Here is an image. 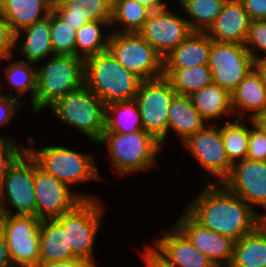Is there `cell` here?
I'll use <instances>...</instances> for the list:
<instances>
[{
	"mask_svg": "<svg viewBox=\"0 0 266 267\" xmlns=\"http://www.w3.org/2000/svg\"><path fill=\"white\" fill-rule=\"evenodd\" d=\"M206 183L185 210L202 226L238 241L263 222L262 213L232 193L223 183Z\"/></svg>",
	"mask_w": 266,
	"mask_h": 267,
	"instance_id": "cell-1",
	"label": "cell"
},
{
	"mask_svg": "<svg viewBox=\"0 0 266 267\" xmlns=\"http://www.w3.org/2000/svg\"><path fill=\"white\" fill-rule=\"evenodd\" d=\"M49 60V61H48ZM36 68V94L31 102L35 113L85 84V60L75 55L54 54Z\"/></svg>",
	"mask_w": 266,
	"mask_h": 267,
	"instance_id": "cell-2",
	"label": "cell"
},
{
	"mask_svg": "<svg viewBox=\"0 0 266 267\" xmlns=\"http://www.w3.org/2000/svg\"><path fill=\"white\" fill-rule=\"evenodd\" d=\"M85 85L105 104L135 99L141 79L109 50L85 59Z\"/></svg>",
	"mask_w": 266,
	"mask_h": 267,
	"instance_id": "cell-3",
	"label": "cell"
},
{
	"mask_svg": "<svg viewBox=\"0 0 266 267\" xmlns=\"http://www.w3.org/2000/svg\"><path fill=\"white\" fill-rule=\"evenodd\" d=\"M97 144H106L118 175L148 171L156 165L162 144L144 129L131 133L103 132Z\"/></svg>",
	"mask_w": 266,
	"mask_h": 267,
	"instance_id": "cell-4",
	"label": "cell"
},
{
	"mask_svg": "<svg viewBox=\"0 0 266 267\" xmlns=\"http://www.w3.org/2000/svg\"><path fill=\"white\" fill-rule=\"evenodd\" d=\"M61 122L97 143L105 130L106 104L85 84L56 100L51 106Z\"/></svg>",
	"mask_w": 266,
	"mask_h": 267,
	"instance_id": "cell-5",
	"label": "cell"
},
{
	"mask_svg": "<svg viewBox=\"0 0 266 267\" xmlns=\"http://www.w3.org/2000/svg\"><path fill=\"white\" fill-rule=\"evenodd\" d=\"M27 151L41 169L70 187L100 178L91 153H81L59 145L37 150L27 147Z\"/></svg>",
	"mask_w": 266,
	"mask_h": 267,
	"instance_id": "cell-6",
	"label": "cell"
},
{
	"mask_svg": "<svg viewBox=\"0 0 266 267\" xmlns=\"http://www.w3.org/2000/svg\"><path fill=\"white\" fill-rule=\"evenodd\" d=\"M103 204L99 199H84L71 211L55 218L67 231L68 246L74 255L95 267L94 243L102 225Z\"/></svg>",
	"mask_w": 266,
	"mask_h": 267,
	"instance_id": "cell-7",
	"label": "cell"
},
{
	"mask_svg": "<svg viewBox=\"0 0 266 267\" xmlns=\"http://www.w3.org/2000/svg\"><path fill=\"white\" fill-rule=\"evenodd\" d=\"M108 50L142 81L163 77L162 56L139 33L110 32Z\"/></svg>",
	"mask_w": 266,
	"mask_h": 267,
	"instance_id": "cell-8",
	"label": "cell"
},
{
	"mask_svg": "<svg viewBox=\"0 0 266 267\" xmlns=\"http://www.w3.org/2000/svg\"><path fill=\"white\" fill-rule=\"evenodd\" d=\"M3 214L36 216L34 158L26 150L9 168L0 186Z\"/></svg>",
	"mask_w": 266,
	"mask_h": 267,
	"instance_id": "cell-9",
	"label": "cell"
},
{
	"mask_svg": "<svg viewBox=\"0 0 266 267\" xmlns=\"http://www.w3.org/2000/svg\"><path fill=\"white\" fill-rule=\"evenodd\" d=\"M176 94L163 76L141 81L135 100L141 114L142 126L164 146L168 135V112Z\"/></svg>",
	"mask_w": 266,
	"mask_h": 267,
	"instance_id": "cell-10",
	"label": "cell"
},
{
	"mask_svg": "<svg viewBox=\"0 0 266 267\" xmlns=\"http://www.w3.org/2000/svg\"><path fill=\"white\" fill-rule=\"evenodd\" d=\"M32 215H6L0 219L10 259L14 267H38L40 264V224Z\"/></svg>",
	"mask_w": 266,
	"mask_h": 267,
	"instance_id": "cell-11",
	"label": "cell"
},
{
	"mask_svg": "<svg viewBox=\"0 0 266 267\" xmlns=\"http://www.w3.org/2000/svg\"><path fill=\"white\" fill-rule=\"evenodd\" d=\"M209 68L214 84L230 93L255 68V60L245 44L216 42L211 39Z\"/></svg>",
	"mask_w": 266,
	"mask_h": 267,
	"instance_id": "cell-12",
	"label": "cell"
},
{
	"mask_svg": "<svg viewBox=\"0 0 266 267\" xmlns=\"http://www.w3.org/2000/svg\"><path fill=\"white\" fill-rule=\"evenodd\" d=\"M34 188L36 217L54 219L74 209L84 199H97L93 195L71 191V187L41 169L34 159Z\"/></svg>",
	"mask_w": 266,
	"mask_h": 267,
	"instance_id": "cell-13",
	"label": "cell"
},
{
	"mask_svg": "<svg viewBox=\"0 0 266 267\" xmlns=\"http://www.w3.org/2000/svg\"><path fill=\"white\" fill-rule=\"evenodd\" d=\"M183 144L206 174L217 177V183H223L229 177L233 164L226 154L220 127L208 123Z\"/></svg>",
	"mask_w": 266,
	"mask_h": 267,
	"instance_id": "cell-14",
	"label": "cell"
},
{
	"mask_svg": "<svg viewBox=\"0 0 266 267\" xmlns=\"http://www.w3.org/2000/svg\"><path fill=\"white\" fill-rule=\"evenodd\" d=\"M191 32L185 17L165 8L151 11L139 34L164 58Z\"/></svg>",
	"mask_w": 266,
	"mask_h": 267,
	"instance_id": "cell-15",
	"label": "cell"
},
{
	"mask_svg": "<svg viewBox=\"0 0 266 267\" xmlns=\"http://www.w3.org/2000/svg\"><path fill=\"white\" fill-rule=\"evenodd\" d=\"M179 218L174 225L195 248L205 254L216 267L230 265L235 241L202 226L186 210Z\"/></svg>",
	"mask_w": 266,
	"mask_h": 267,
	"instance_id": "cell-16",
	"label": "cell"
},
{
	"mask_svg": "<svg viewBox=\"0 0 266 267\" xmlns=\"http://www.w3.org/2000/svg\"><path fill=\"white\" fill-rule=\"evenodd\" d=\"M223 184L251 207L266 211V161L244 159L233 164ZM266 212H263L262 216Z\"/></svg>",
	"mask_w": 266,
	"mask_h": 267,
	"instance_id": "cell-17",
	"label": "cell"
},
{
	"mask_svg": "<svg viewBox=\"0 0 266 267\" xmlns=\"http://www.w3.org/2000/svg\"><path fill=\"white\" fill-rule=\"evenodd\" d=\"M154 241L149 248L170 267H216L175 226Z\"/></svg>",
	"mask_w": 266,
	"mask_h": 267,
	"instance_id": "cell-18",
	"label": "cell"
},
{
	"mask_svg": "<svg viewBox=\"0 0 266 267\" xmlns=\"http://www.w3.org/2000/svg\"><path fill=\"white\" fill-rule=\"evenodd\" d=\"M251 22L240 0H226L207 33L216 42L245 44Z\"/></svg>",
	"mask_w": 266,
	"mask_h": 267,
	"instance_id": "cell-19",
	"label": "cell"
},
{
	"mask_svg": "<svg viewBox=\"0 0 266 267\" xmlns=\"http://www.w3.org/2000/svg\"><path fill=\"white\" fill-rule=\"evenodd\" d=\"M53 12L77 31L90 21H111L112 0H61Z\"/></svg>",
	"mask_w": 266,
	"mask_h": 267,
	"instance_id": "cell-20",
	"label": "cell"
},
{
	"mask_svg": "<svg viewBox=\"0 0 266 267\" xmlns=\"http://www.w3.org/2000/svg\"><path fill=\"white\" fill-rule=\"evenodd\" d=\"M211 37L207 32L192 31L175 49L163 58V69H184L208 65Z\"/></svg>",
	"mask_w": 266,
	"mask_h": 267,
	"instance_id": "cell-21",
	"label": "cell"
},
{
	"mask_svg": "<svg viewBox=\"0 0 266 267\" xmlns=\"http://www.w3.org/2000/svg\"><path fill=\"white\" fill-rule=\"evenodd\" d=\"M231 105L234 116L244 119H253L266 109V87L255 68L231 92ZM249 111L252 113L249 114ZM244 112H248L247 117H244Z\"/></svg>",
	"mask_w": 266,
	"mask_h": 267,
	"instance_id": "cell-22",
	"label": "cell"
},
{
	"mask_svg": "<svg viewBox=\"0 0 266 267\" xmlns=\"http://www.w3.org/2000/svg\"><path fill=\"white\" fill-rule=\"evenodd\" d=\"M52 11V0H0V13L14 34L47 17Z\"/></svg>",
	"mask_w": 266,
	"mask_h": 267,
	"instance_id": "cell-23",
	"label": "cell"
},
{
	"mask_svg": "<svg viewBox=\"0 0 266 267\" xmlns=\"http://www.w3.org/2000/svg\"><path fill=\"white\" fill-rule=\"evenodd\" d=\"M40 263L78 259L68 246L67 231L54 219H42L40 224Z\"/></svg>",
	"mask_w": 266,
	"mask_h": 267,
	"instance_id": "cell-24",
	"label": "cell"
},
{
	"mask_svg": "<svg viewBox=\"0 0 266 267\" xmlns=\"http://www.w3.org/2000/svg\"><path fill=\"white\" fill-rule=\"evenodd\" d=\"M21 31L23 34L25 33V37L19 44V53L27 59H21L22 61L37 63L38 65L42 59L45 60L49 55H54L50 39V15L18 31L15 34V46H17L16 43L22 35Z\"/></svg>",
	"mask_w": 266,
	"mask_h": 267,
	"instance_id": "cell-25",
	"label": "cell"
},
{
	"mask_svg": "<svg viewBox=\"0 0 266 267\" xmlns=\"http://www.w3.org/2000/svg\"><path fill=\"white\" fill-rule=\"evenodd\" d=\"M194 107L190 96L175 94L168 112V133L173 130L182 143L208 123Z\"/></svg>",
	"mask_w": 266,
	"mask_h": 267,
	"instance_id": "cell-26",
	"label": "cell"
},
{
	"mask_svg": "<svg viewBox=\"0 0 266 267\" xmlns=\"http://www.w3.org/2000/svg\"><path fill=\"white\" fill-rule=\"evenodd\" d=\"M228 267H266V227L263 223L234 242L233 258Z\"/></svg>",
	"mask_w": 266,
	"mask_h": 267,
	"instance_id": "cell-27",
	"label": "cell"
},
{
	"mask_svg": "<svg viewBox=\"0 0 266 267\" xmlns=\"http://www.w3.org/2000/svg\"><path fill=\"white\" fill-rule=\"evenodd\" d=\"M194 107L206 123L222 116L234 115L231 105V93L218 84H210L190 96Z\"/></svg>",
	"mask_w": 266,
	"mask_h": 267,
	"instance_id": "cell-28",
	"label": "cell"
},
{
	"mask_svg": "<svg viewBox=\"0 0 266 267\" xmlns=\"http://www.w3.org/2000/svg\"><path fill=\"white\" fill-rule=\"evenodd\" d=\"M142 129L141 114L135 99L106 104L104 132L126 134Z\"/></svg>",
	"mask_w": 266,
	"mask_h": 267,
	"instance_id": "cell-29",
	"label": "cell"
},
{
	"mask_svg": "<svg viewBox=\"0 0 266 267\" xmlns=\"http://www.w3.org/2000/svg\"><path fill=\"white\" fill-rule=\"evenodd\" d=\"M163 76L170 82L176 94L186 96H191L213 83L212 71L208 65L163 69Z\"/></svg>",
	"mask_w": 266,
	"mask_h": 267,
	"instance_id": "cell-30",
	"label": "cell"
},
{
	"mask_svg": "<svg viewBox=\"0 0 266 267\" xmlns=\"http://www.w3.org/2000/svg\"><path fill=\"white\" fill-rule=\"evenodd\" d=\"M151 10L137 0H112V19L110 27L120 26L118 33H139Z\"/></svg>",
	"mask_w": 266,
	"mask_h": 267,
	"instance_id": "cell-31",
	"label": "cell"
},
{
	"mask_svg": "<svg viewBox=\"0 0 266 267\" xmlns=\"http://www.w3.org/2000/svg\"><path fill=\"white\" fill-rule=\"evenodd\" d=\"M111 21H90L76 32L74 55L84 60L108 50L110 33L104 37L102 27H109Z\"/></svg>",
	"mask_w": 266,
	"mask_h": 267,
	"instance_id": "cell-32",
	"label": "cell"
},
{
	"mask_svg": "<svg viewBox=\"0 0 266 267\" xmlns=\"http://www.w3.org/2000/svg\"><path fill=\"white\" fill-rule=\"evenodd\" d=\"M225 2L226 0H185L180 6L187 13L186 20L192 31L207 32L221 13Z\"/></svg>",
	"mask_w": 266,
	"mask_h": 267,
	"instance_id": "cell-33",
	"label": "cell"
},
{
	"mask_svg": "<svg viewBox=\"0 0 266 267\" xmlns=\"http://www.w3.org/2000/svg\"><path fill=\"white\" fill-rule=\"evenodd\" d=\"M244 118L227 121L220 127L226 154L232 164L246 159L249 144V127Z\"/></svg>",
	"mask_w": 266,
	"mask_h": 267,
	"instance_id": "cell-34",
	"label": "cell"
},
{
	"mask_svg": "<svg viewBox=\"0 0 266 267\" xmlns=\"http://www.w3.org/2000/svg\"><path fill=\"white\" fill-rule=\"evenodd\" d=\"M32 64L34 63L17 60L3 68L6 81L12 86L11 91L15 90L19 95L17 98L21 99L30 90L33 102L36 94V68Z\"/></svg>",
	"mask_w": 266,
	"mask_h": 267,
	"instance_id": "cell-35",
	"label": "cell"
},
{
	"mask_svg": "<svg viewBox=\"0 0 266 267\" xmlns=\"http://www.w3.org/2000/svg\"><path fill=\"white\" fill-rule=\"evenodd\" d=\"M76 30L50 13V39L53 54L74 55Z\"/></svg>",
	"mask_w": 266,
	"mask_h": 267,
	"instance_id": "cell-36",
	"label": "cell"
},
{
	"mask_svg": "<svg viewBox=\"0 0 266 267\" xmlns=\"http://www.w3.org/2000/svg\"><path fill=\"white\" fill-rule=\"evenodd\" d=\"M245 46L255 62L266 60V19L251 22ZM259 50L263 56L258 55Z\"/></svg>",
	"mask_w": 266,
	"mask_h": 267,
	"instance_id": "cell-37",
	"label": "cell"
},
{
	"mask_svg": "<svg viewBox=\"0 0 266 267\" xmlns=\"http://www.w3.org/2000/svg\"><path fill=\"white\" fill-rule=\"evenodd\" d=\"M26 150L27 147L18 146L16 141L7 136H0V186L9 168Z\"/></svg>",
	"mask_w": 266,
	"mask_h": 267,
	"instance_id": "cell-38",
	"label": "cell"
},
{
	"mask_svg": "<svg viewBox=\"0 0 266 267\" xmlns=\"http://www.w3.org/2000/svg\"><path fill=\"white\" fill-rule=\"evenodd\" d=\"M249 127V144L246 158L253 161H266V133L257 127L252 119H247Z\"/></svg>",
	"mask_w": 266,
	"mask_h": 267,
	"instance_id": "cell-39",
	"label": "cell"
},
{
	"mask_svg": "<svg viewBox=\"0 0 266 267\" xmlns=\"http://www.w3.org/2000/svg\"><path fill=\"white\" fill-rule=\"evenodd\" d=\"M15 48V34L11 31L8 21L0 13V61L10 60Z\"/></svg>",
	"mask_w": 266,
	"mask_h": 267,
	"instance_id": "cell-40",
	"label": "cell"
},
{
	"mask_svg": "<svg viewBox=\"0 0 266 267\" xmlns=\"http://www.w3.org/2000/svg\"><path fill=\"white\" fill-rule=\"evenodd\" d=\"M17 96L12 93H3L0 89V127L5 124H10L12 119H15L14 115L18 109H21V102H19Z\"/></svg>",
	"mask_w": 266,
	"mask_h": 267,
	"instance_id": "cell-41",
	"label": "cell"
},
{
	"mask_svg": "<svg viewBox=\"0 0 266 267\" xmlns=\"http://www.w3.org/2000/svg\"><path fill=\"white\" fill-rule=\"evenodd\" d=\"M251 20L266 19V0H240Z\"/></svg>",
	"mask_w": 266,
	"mask_h": 267,
	"instance_id": "cell-42",
	"label": "cell"
},
{
	"mask_svg": "<svg viewBox=\"0 0 266 267\" xmlns=\"http://www.w3.org/2000/svg\"><path fill=\"white\" fill-rule=\"evenodd\" d=\"M38 267H95L91 262L83 259H76L71 261H59L40 263Z\"/></svg>",
	"mask_w": 266,
	"mask_h": 267,
	"instance_id": "cell-43",
	"label": "cell"
},
{
	"mask_svg": "<svg viewBox=\"0 0 266 267\" xmlns=\"http://www.w3.org/2000/svg\"><path fill=\"white\" fill-rule=\"evenodd\" d=\"M141 257L147 267H170L162 261L150 248L146 247L145 251L141 252Z\"/></svg>",
	"mask_w": 266,
	"mask_h": 267,
	"instance_id": "cell-44",
	"label": "cell"
},
{
	"mask_svg": "<svg viewBox=\"0 0 266 267\" xmlns=\"http://www.w3.org/2000/svg\"><path fill=\"white\" fill-rule=\"evenodd\" d=\"M0 267H14L10 259L4 232L0 228Z\"/></svg>",
	"mask_w": 266,
	"mask_h": 267,
	"instance_id": "cell-45",
	"label": "cell"
},
{
	"mask_svg": "<svg viewBox=\"0 0 266 267\" xmlns=\"http://www.w3.org/2000/svg\"><path fill=\"white\" fill-rule=\"evenodd\" d=\"M140 4L146 6L151 11H159L166 8L164 0H137Z\"/></svg>",
	"mask_w": 266,
	"mask_h": 267,
	"instance_id": "cell-46",
	"label": "cell"
},
{
	"mask_svg": "<svg viewBox=\"0 0 266 267\" xmlns=\"http://www.w3.org/2000/svg\"><path fill=\"white\" fill-rule=\"evenodd\" d=\"M252 120L257 127L266 133V109L259 112Z\"/></svg>",
	"mask_w": 266,
	"mask_h": 267,
	"instance_id": "cell-47",
	"label": "cell"
},
{
	"mask_svg": "<svg viewBox=\"0 0 266 267\" xmlns=\"http://www.w3.org/2000/svg\"><path fill=\"white\" fill-rule=\"evenodd\" d=\"M255 69L261 75L263 84L266 87V60L255 62Z\"/></svg>",
	"mask_w": 266,
	"mask_h": 267,
	"instance_id": "cell-48",
	"label": "cell"
},
{
	"mask_svg": "<svg viewBox=\"0 0 266 267\" xmlns=\"http://www.w3.org/2000/svg\"><path fill=\"white\" fill-rule=\"evenodd\" d=\"M3 211H2V206H1V198H0V219L3 217Z\"/></svg>",
	"mask_w": 266,
	"mask_h": 267,
	"instance_id": "cell-49",
	"label": "cell"
},
{
	"mask_svg": "<svg viewBox=\"0 0 266 267\" xmlns=\"http://www.w3.org/2000/svg\"><path fill=\"white\" fill-rule=\"evenodd\" d=\"M61 0H52V3L55 4V3H59Z\"/></svg>",
	"mask_w": 266,
	"mask_h": 267,
	"instance_id": "cell-50",
	"label": "cell"
},
{
	"mask_svg": "<svg viewBox=\"0 0 266 267\" xmlns=\"http://www.w3.org/2000/svg\"><path fill=\"white\" fill-rule=\"evenodd\" d=\"M185 0H177V2H179V6L184 2Z\"/></svg>",
	"mask_w": 266,
	"mask_h": 267,
	"instance_id": "cell-51",
	"label": "cell"
}]
</instances>
